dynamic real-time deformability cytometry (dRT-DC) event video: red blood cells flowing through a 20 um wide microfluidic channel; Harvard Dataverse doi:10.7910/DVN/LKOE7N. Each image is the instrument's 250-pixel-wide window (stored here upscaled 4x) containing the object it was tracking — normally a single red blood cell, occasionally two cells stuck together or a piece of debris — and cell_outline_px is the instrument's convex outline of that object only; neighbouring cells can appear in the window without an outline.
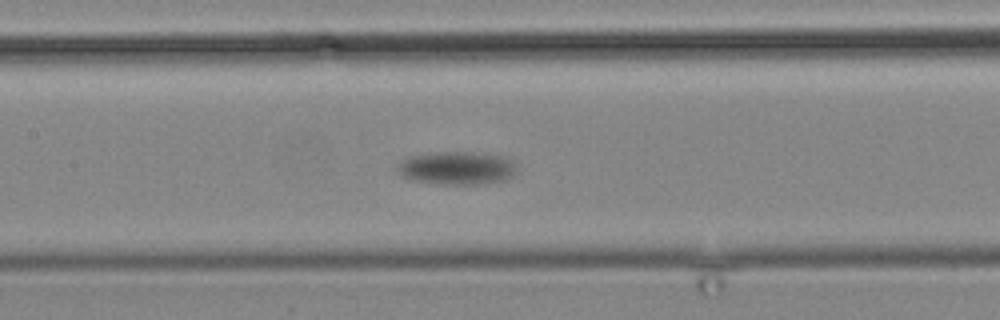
{"species": "common noctule bat (a hibernating species)", "species_latin": "Nyctalus noctula", "temperature_condition": "cold", "stored_images_in_passage": 17, "camera_frame_rate_fps": 3000, "um_per_image_px": 0.085, "animal": {"sex": "male", "body_mass_g": 19.2, "forearm_length_mm": 51.8}, "frame": {"image": 1, "passage_image": 17, "time_ms": 19.333, "image_size_px": [1000, 320], "cell_outline_px": [[516, 172], [512, 176], [504, 180], [476, 184], [436, 184], [412, 180], [400, 176], [396, 172], [396, 168], [400, 160], [408, 156], [436, 152], [472, 152], [500, 156], [512, 160], [516, 168]], "centroid_in_image_um": [38.75, 14.28], "position_along_channel_um": 168.6, "area_um2": 23.18}}